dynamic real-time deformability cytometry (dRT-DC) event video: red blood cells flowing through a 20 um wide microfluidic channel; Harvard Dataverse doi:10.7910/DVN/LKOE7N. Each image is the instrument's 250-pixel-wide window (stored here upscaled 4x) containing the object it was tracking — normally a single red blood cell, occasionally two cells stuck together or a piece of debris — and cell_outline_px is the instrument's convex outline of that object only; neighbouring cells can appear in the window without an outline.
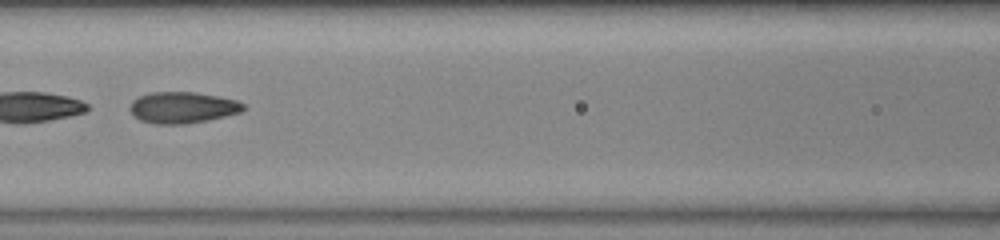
{"species": "common noctule bat (a hibernating species)", "species_latin": "Nyctalus noctula", "temperature_condition": "warm", "stored_images_in_passage": 40, "camera_frame_rate_fps": 3000, "um_per_image_px": 0.085, "animal": {"sex": "female", "body_mass_g": 23.0, "forearm_length_mm": 53.4}, "frame": {"image": 1, "passage_image": 12, "time_ms": 3.667, "image_size_px": [1000, 240], "cell_outline_px": [[244, 108], [240, 112], [208, 120], [184, 124], [156, 124], [140, 120], [128, 108], [132, 100], [140, 96], [152, 92], [196, 92], [236, 100], [244, 104]], "centroid_in_image_um": [15.49, 9.14], "position_along_channel_um": 151.1, "area_um2": 20.52}, "authors_computed_cell_mechanics": {"area_um2": 20.8658, "velocity_mm_per_s": 3.952, "shape_relaxation_time_tau1_ms": 10.7763, "shape_relaxation_time_tau2_ms": 1.2094, "deformation_change_tau1": 0.2925, "deformation_change_tau2": 0.0742}}